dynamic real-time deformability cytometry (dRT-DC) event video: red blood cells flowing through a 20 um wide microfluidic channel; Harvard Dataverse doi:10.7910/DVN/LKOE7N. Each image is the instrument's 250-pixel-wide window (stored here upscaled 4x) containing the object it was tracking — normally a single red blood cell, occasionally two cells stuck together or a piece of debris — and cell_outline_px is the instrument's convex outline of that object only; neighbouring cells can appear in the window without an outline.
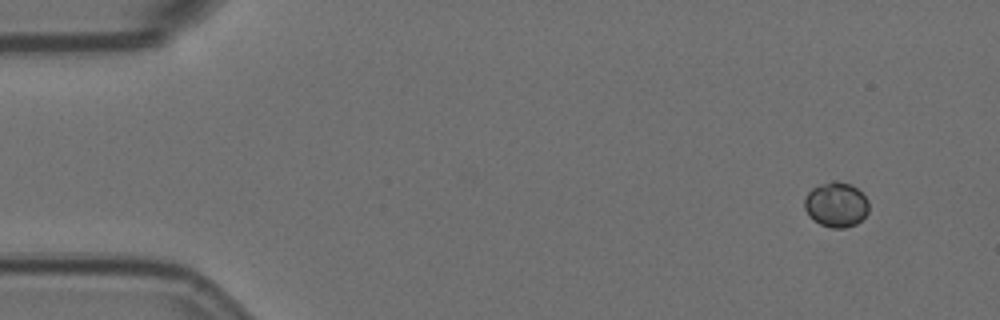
{"species": "Egyptian fruit bat (a non-hibernating species)", "species_latin": "Rousettus aegyptiacus", "temperature_condition": "room temperature", "stored_images_in_passage": 5, "camera_frame_rate_fps": 3000, "um_per_image_px": 0.085, "animal": {"sex": "female"}, "frame": {"image": 1, "passage_image": 1, "time_ms": 0.0, "image_size_px": [1000, 320], "cell_outline_px": [[868, 212], [856, 224], [844, 228], [832, 228], [820, 224], [812, 220], [808, 216], [804, 208], [804, 200], [808, 192], [812, 188], [820, 184], [832, 180], [836, 180], [852, 184], [868, 200]], "centroid_in_image_um": [71.04, 17.39], "position_along_channel_um": 14.0, "area_um2": 16.99}}
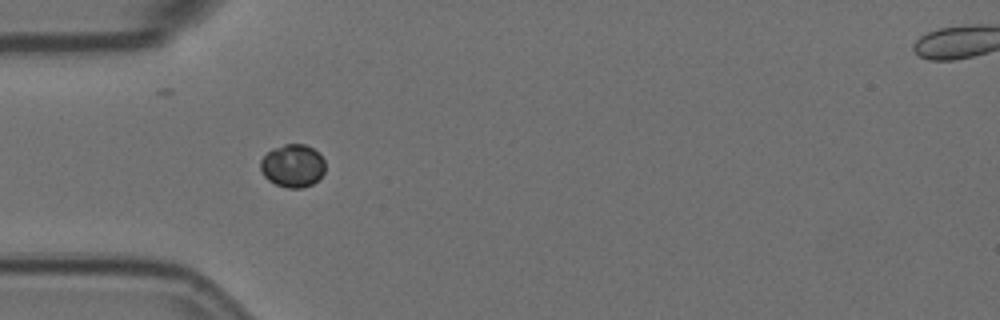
{"frame": {"image": 2, "passage_image": 4, "time_ms": 1.0, "image_size_px": [1000, 320], "cell_outline_px": [[324, 172], [312, 184], [304, 188], [288, 188], [276, 184], [268, 180], [264, 176], [260, 168], [260, 160], [272, 148], [284, 144], [304, 144], [312, 148], [324, 160]], "centroid_in_image_um": [24.85, 14.09], "position_along_channel_um": 60.1, "area_um2": 16.07}}
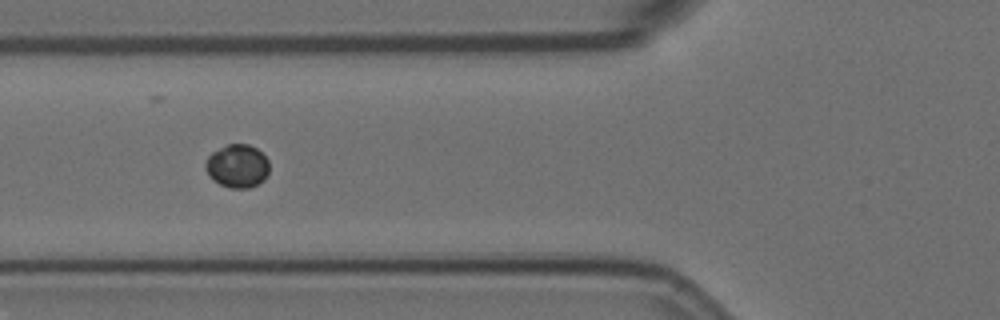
{"frame": {"image": 3, "passage_image": 5, "time_ms": 1.333, "image_size_px": [1000, 320], "cell_outline_px": [[268, 176], [264, 180], [248, 188], [228, 188], [212, 180], [208, 176], [204, 168], [204, 164], [208, 156], [212, 152], [228, 144], [248, 144], [256, 148], [268, 160]], "centroid_in_image_um": [20.14, 14.12], "position_along_channel_um": 105.7, "area_um2": 16.18}}